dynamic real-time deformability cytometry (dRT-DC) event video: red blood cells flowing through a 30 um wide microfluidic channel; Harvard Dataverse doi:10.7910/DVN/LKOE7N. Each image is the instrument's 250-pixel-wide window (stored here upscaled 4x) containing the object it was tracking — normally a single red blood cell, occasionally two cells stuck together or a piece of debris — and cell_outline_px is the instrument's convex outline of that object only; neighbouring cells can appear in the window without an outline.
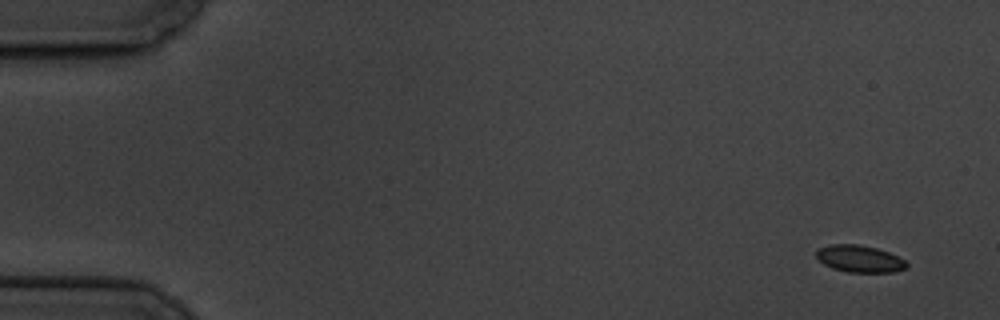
{"species": "common noctule bat (a hibernating species)", "species_latin": "Nyctalus noctula", "temperature_condition": "cold", "stored_images_in_passage": 11, "camera_frame_rate_fps": 3000, "um_per_image_px": 0.085, "animal": {"sex": "male", "body_mass_g": 19.5, "forearm_length_mm": 54.6}, "frame": {"image": 1, "passage_image": 1, "time_ms": 0.0, "image_size_px": [1000, 320], "cell_outline_px": [[908, 268], [896, 272], [848, 272], [832, 268], [824, 264], [816, 256], [816, 248], [828, 244], [860, 244], [876, 248], [888, 252], [904, 260], [908, 264]], "centroid_in_image_um": [73.05, 21.99], "position_along_channel_um": 11.9, "area_um2": 14.33}}
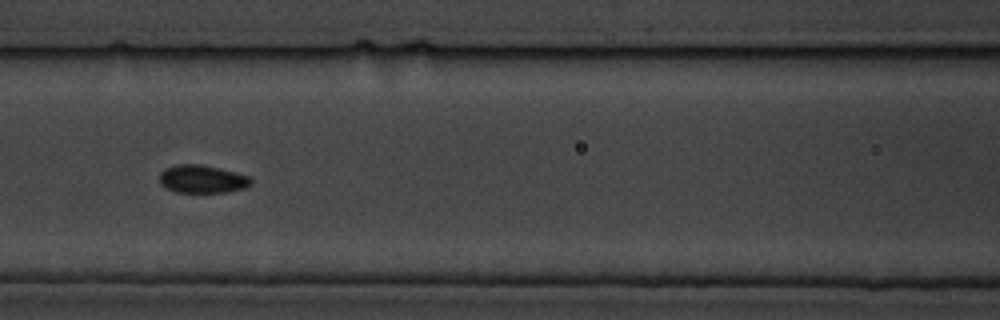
{"frame": {"image": 2, "passage_image": 7, "time_ms": 7.667, "image_size_px": [1000, 320], "cell_outline_px": [[252, 184], [244, 188], [224, 192], [176, 192], [164, 188], [160, 184], [160, 172], [164, 168], [176, 164], [200, 164], [220, 168], [236, 172], [248, 176], [252, 180]], "centroid_in_image_um": [17.16, 15.21], "position_along_channel_um": 149.4, "area_um2": 15.03}}
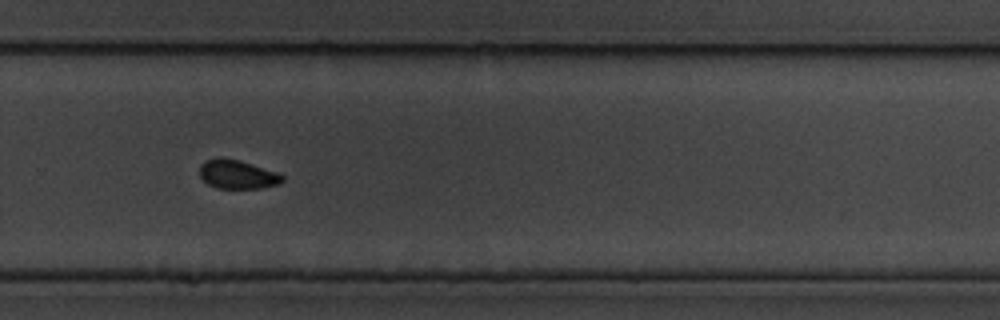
{"frame": {"image": 3, "passage_image": 11, "time_ms": 12.333, "image_size_px": [1000, 320], "cell_outline_px": [[284, 180], [280, 184], [260, 188], [216, 188], [208, 184], [200, 176], [200, 164], [204, 160], [220, 156], [240, 160], [276, 172], [284, 176]], "centroid_in_image_um": [20.16, 14.81], "position_along_channel_um": 309.6, "area_um2": 14.05}}